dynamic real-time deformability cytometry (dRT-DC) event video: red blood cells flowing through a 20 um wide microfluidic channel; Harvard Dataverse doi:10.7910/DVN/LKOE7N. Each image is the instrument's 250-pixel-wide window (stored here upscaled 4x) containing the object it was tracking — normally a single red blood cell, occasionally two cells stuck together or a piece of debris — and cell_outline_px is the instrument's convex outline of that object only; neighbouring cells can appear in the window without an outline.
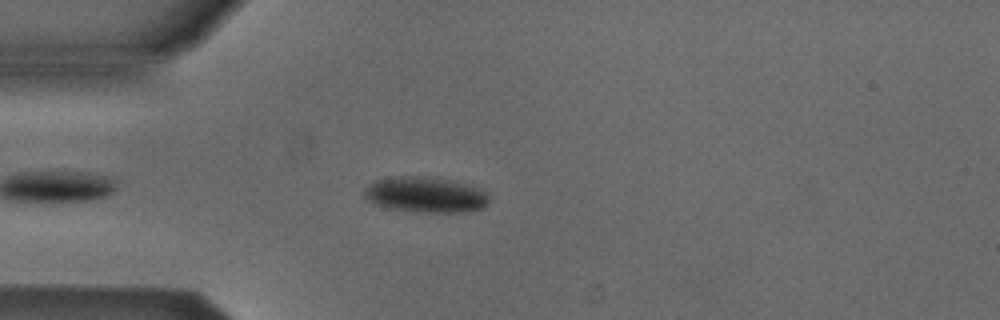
{"species": "Egyptian fruit bat (a non-hibernating species)", "species_latin": "Rousettus aegyptiacus", "temperature_condition": "cold", "stored_images_in_passage": 31, "camera_frame_rate_fps": 3000, "um_per_image_px": 0.085, "animal": {"sex": "male"}, "frame": {"image": 1, "passage_image": 6, "time_ms": 1.667, "image_size_px": [1000, 320], "cell_outline_px": [[488, 200], [484, 208], [464, 212], [412, 212], [388, 208], [376, 204], [368, 200], [364, 196], [364, 188], [368, 184], [376, 180], [392, 176], [432, 176], [472, 184], [480, 188], [488, 196]], "centroid_in_image_um": [36.17, 16.53], "position_along_channel_um": 48.8, "area_um2": 26.36}}
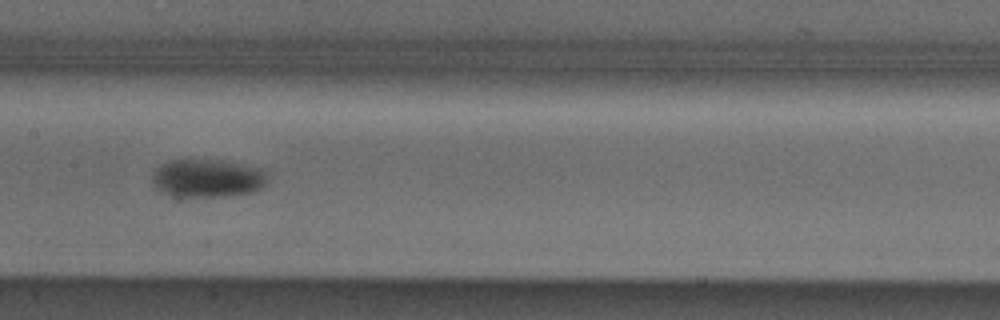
{"frame": {"image": 2, "passage_image": 18, "time_ms": 5.667, "image_size_px": [1000, 320], "cell_outline_px": [[268, 180], [260, 188], [252, 192], [224, 196], [172, 196], [156, 188], [152, 184], [152, 176], [156, 168], [168, 160], [220, 160], [260, 168], [268, 172]], "centroid_in_image_um": [17.63, 15.14], "position_along_channel_um": 189.8, "area_um2": 25.55}}
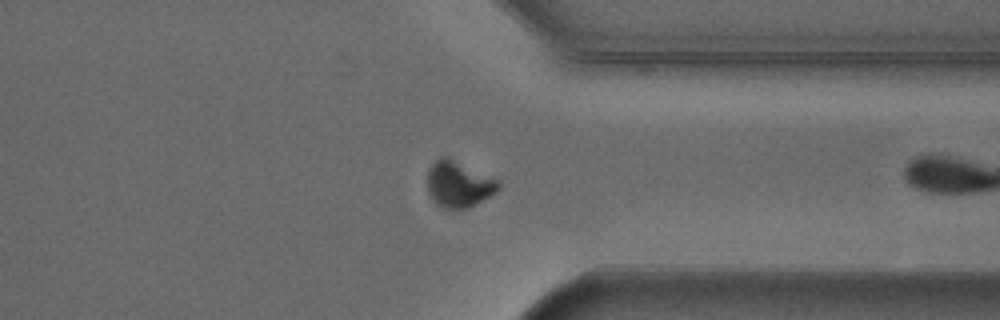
{"frame": {"image": 3, "passage_image": 29, "time_ms": 9.333, "image_size_px": [1000, 320], "cell_outline_px": [[500, 188], [496, 192], [476, 204], [468, 208], [444, 208], [436, 204], [432, 200], [428, 192], [428, 172], [432, 164], [440, 156], [448, 156], [492, 176], [500, 180]], "centroid_in_image_um": [39.01, 15.64], "position_along_channel_um": 372.4, "area_um2": 19.31}}